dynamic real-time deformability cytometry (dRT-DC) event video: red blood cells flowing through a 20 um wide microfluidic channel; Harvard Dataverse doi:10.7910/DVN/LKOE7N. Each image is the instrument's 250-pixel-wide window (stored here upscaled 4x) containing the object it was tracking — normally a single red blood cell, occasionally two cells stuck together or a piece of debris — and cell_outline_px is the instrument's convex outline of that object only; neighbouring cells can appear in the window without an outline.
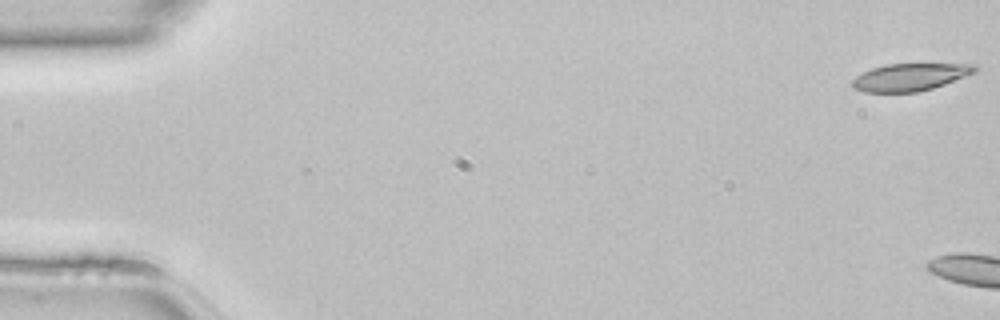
{"species": "common noctule bat (a hibernating species)", "species_latin": "Nyctalus noctula", "temperature_condition": "room temperature", "stored_images_in_passage": 4, "camera_frame_rate_fps": 3000, "um_per_image_px": 0.085, "animal": {"sex": "female", "body_mass_g": 22.7, "forearm_length_mm": 54.2}, "frame": {"image": 1, "passage_image": 1, "time_ms": 0.0, "image_size_px": [1000, 320], "cell_outline_px": [[976, 72], [944, 84], [932, 88], [916, 92], [864, 92], [852, 88], [852, 80], [856, 76], [872, 68], [884, 64], [976, 64]], "centroid_in_image_um": [77.32, 6.55], "position_along_channel_um": 7.7, "area_um2": 19.42}}